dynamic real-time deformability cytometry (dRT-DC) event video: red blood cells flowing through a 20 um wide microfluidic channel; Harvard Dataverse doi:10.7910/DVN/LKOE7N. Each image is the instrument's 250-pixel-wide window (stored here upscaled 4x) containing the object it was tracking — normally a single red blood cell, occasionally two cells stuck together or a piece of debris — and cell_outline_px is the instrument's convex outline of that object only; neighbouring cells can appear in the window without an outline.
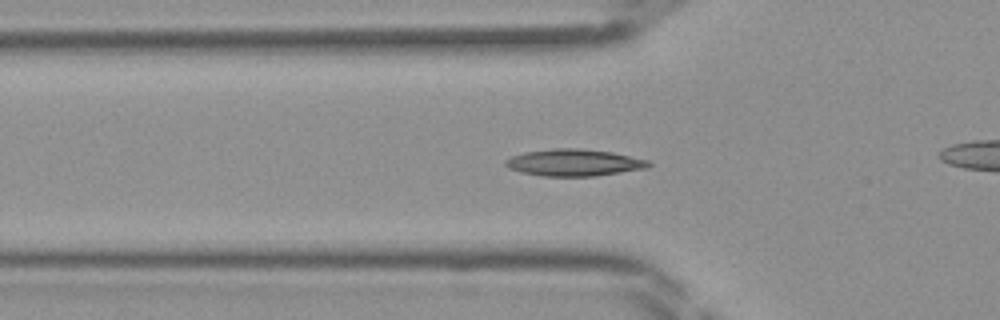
{"species": "Egyptian fruit bat (a non-hibernating species)", "species_latin": "Rousettus aegyptiacus", "temperature_condition": "room temperature", "stored_images_in_passage": 35, "camera_frame_rate_fps": 3000, "um_per_image_px": 0.085, "frame": {"image": 1, "passage_image": 5, "time_ms": 1.333, "image_size_px": [1000, 320], "cell_outline_px": [[652, 164], [648, 168], [596, 176], [544, 176], [520, 172], [508, 168], [504, 164], [504, 160], [512, 156], [524, 152], [552, 148], [580, 148], [612, 152], [648, 160]], "centroid_in_image_um": [48.78, 13.82], "position_along_channel_um": 77.0, "area_um2": 22.54}}
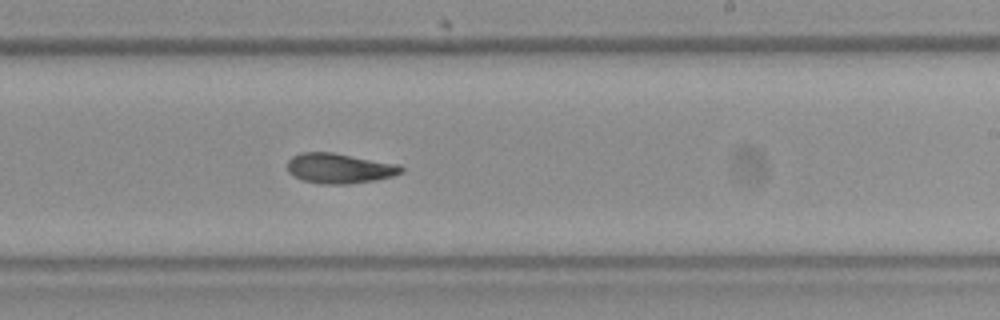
{"frame": {"image": 2, "passage_image": 17, "time_ms": 5.333, "image_size_px": [1000, 320], "cell_outline_px": [[404, 172], [392, 176], [376, 180], [348, 184], [324, 184], [304, 180], [288, 172], [288, 160], [292, 156], [300, 152], [332, 152], [400, 164], [404, 168]], "centroid_in_image_um": [28.89, 14.3], "position_along_channel_um": 260.1, "area_um2": 20.0}}
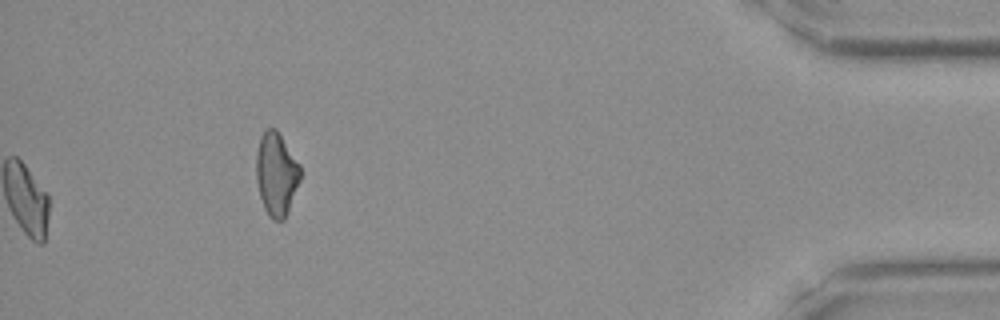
{"frame": {"image": 3, "passage_image": 35, "time_ms": 11.333, "image_size_px": [1000, 320], "cell_outline_px": [[300, 180], [288, 212], [284, 220], [272, 220], [268, 216], [264, 208], [260, 196], [256, 180], [256, 152], [260, 136], [264, 128], [276, 128], [300, 164]], "centroid_in_image_um": [23.48, 14.78], "position_along_channel_um": 411.7, "area_um2": 21.62}}